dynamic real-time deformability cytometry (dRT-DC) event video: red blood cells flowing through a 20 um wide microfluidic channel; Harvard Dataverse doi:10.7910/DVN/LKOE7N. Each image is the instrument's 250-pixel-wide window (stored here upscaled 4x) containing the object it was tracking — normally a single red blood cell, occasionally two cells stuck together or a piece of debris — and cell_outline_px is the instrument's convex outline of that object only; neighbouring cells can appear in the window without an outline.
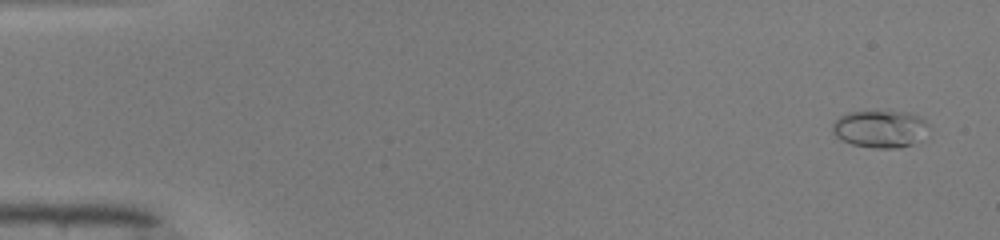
{"species": "common noctule bat (a hibernating species)", "species_latin": "Nyctalus noctula", "temperature_condition": "warm", "stored_images_in_passage": 50, "camera_frame_rate_fps": 3000, "um_per_image_px": 0.085, "animal": {"sex": "male", "body_mass_g": 19.0, "forearm_length_mm": 50.8}, "frame": {"image": 1, "passage_image": 3, "time_ms": 0.667, "image_size_px": [1000, 240], "cell_outline_px": [[928, 124], [912, 144], [900, 148], [876, 148], [852, 144], [840, 140], [832, 132], [832, 124], [840, 116], [848, 112], [908, 112], [920, 116]], "centroid_in_image_um": [74.72, 10.95], "position_along_channel_um": 10.3, "area_um2": 20.4}}
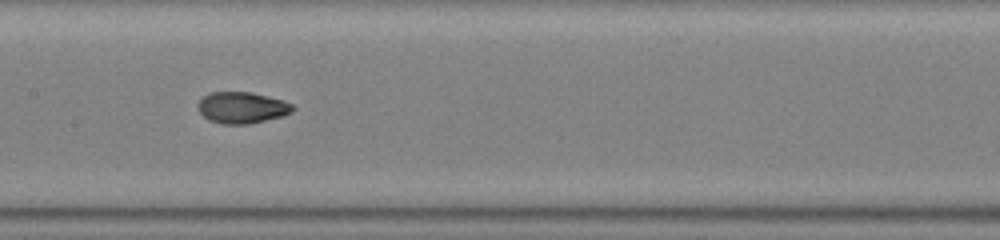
{"frame": {"image": 2, "passage_image": 26, "time_ms": 8.333, "image_size_px": [1000, 240], "cell_outline_px": [[296, 108], [292, 112], [284, 116], [248, 124], [224, 124], [208, 120], [200, 112], [200, 100], [204, 96], [212, 92], [252, 92], [280, 100], [292, 104]], "centroid_in_image_um": [20.6, 9.16], "position_along_channel_um": 186.8, "area_um2": 17.11}}
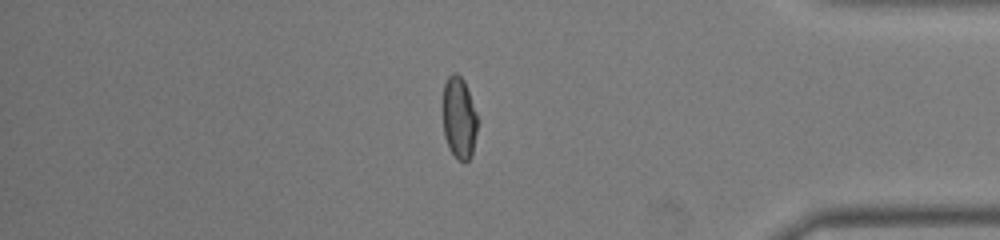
{"frame": {"image": 3, "passage_image": 43, "time_ms": 14.0, "image_size_px": [1000, 240], "cell_outline_px": [[476, 132], [472, 156], [464, 164], [448, 148], [444, 136], [440, 108], [444, 84], [448, 76], [452, 72], [456, 72], [464, 80], [476, 112]], "centroid_in_image_um": [38.96, 9.99], "position_along_channel_um": 396.2, "area_um2": 17.05}, "authors_computed_cell_mechanics": {"area_um2": 17.1377, "velocity_mm_per_s": 4.1551, "shape_relaxation_time_tau1_ms": null, "shape_relaxation_time_tau2_ms": 1.0794, "deformation_change_tau1": null, "deformation_change_tau2": 0.0536}}